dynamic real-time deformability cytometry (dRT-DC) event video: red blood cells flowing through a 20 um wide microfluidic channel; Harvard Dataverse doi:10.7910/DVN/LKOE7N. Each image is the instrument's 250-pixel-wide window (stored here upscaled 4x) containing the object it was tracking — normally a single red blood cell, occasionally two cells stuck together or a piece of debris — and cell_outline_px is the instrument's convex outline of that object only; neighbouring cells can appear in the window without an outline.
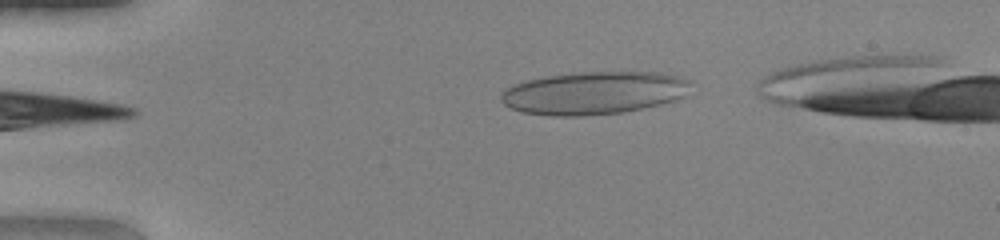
{"species": "human", "species_latin": "Homo sapiens", "temperature_condition": "warm", "stored_images_in_passage": 33, "camera_frame_rate_fps": 3000, "um_per_image_px": 0.085, "donor": {"sex": "female"}, "frame": {"image": 1, "passage_image": 3, "time_ms": 0.667, "image_size_px": [1000, 240], "cell_outline_px": [[688, 80], [680, 96], [656, 104], [640, 108], [620, 112], [564, 116], [524, 112], [512, 108], [504, 104], [504, 92], [512, 84], [528, 80], [548, 76], [572, 72], [660, 72], [680, 76]], "centroid_in_image_um": [50.41, 7.87], "position_along_channel_um": 34.6, "area_um2": 45.66}}
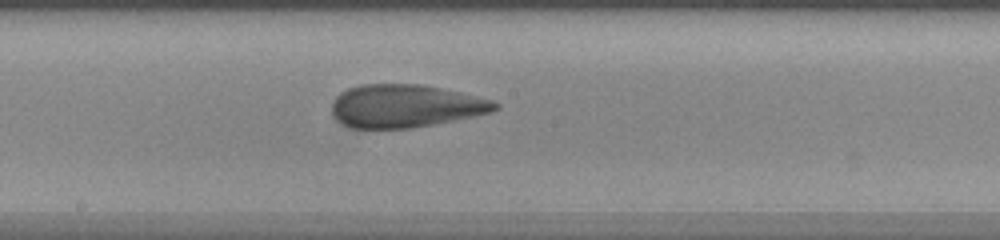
{"frame": {"image": 2, "passage_image": 20, "time_ms": 6.333, "image_size_px": [1000, 240], "cell_outline_px": [[500, 108], [488, 112], [472, 116], [412, 128], [352, 128], [344, 124], [332, 112], [332, 104], [336, 96], [348, 88], [360, 84], [420, 84], [440, 88], [492, 100], [500, 104]], "centroid_in_image_um": [34.43, 9.0], "position_along_channel_um": 213.8, "area_um2": 40.23}}
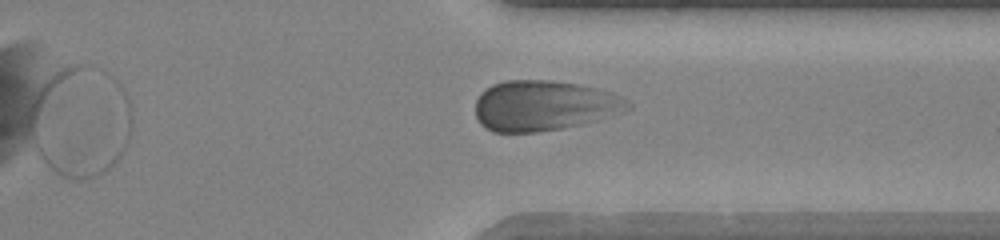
{"frame": {"image": 3, "passage_image": 31, "time_ms": 10.0, "image_size_px": [1000, 240], "cell_outline_px": [[132, 120], [128, 140], [120, 156], [104, 172], [92, 180], [72, 180], [60, 176], [44, 160], [40, 152], [124, 96], [128, 100], [132, 112]], "centroid_in_image_um": [7.82, 12.24], "position_along_channel_um": 403.6, "area_um2": 30.75}, "authors_computed_cell_mechanics": {"area_um2": 40.8068, "velocity_mm_per_s": 4.1274, "shape_relaxation_time_tau1_ms": 10.0807, "shape_relaxation_time_tau2_ms": 0.9885, "deformation_change_tau1": 0.2099, "deformation_change_tau2": 0.0827}}